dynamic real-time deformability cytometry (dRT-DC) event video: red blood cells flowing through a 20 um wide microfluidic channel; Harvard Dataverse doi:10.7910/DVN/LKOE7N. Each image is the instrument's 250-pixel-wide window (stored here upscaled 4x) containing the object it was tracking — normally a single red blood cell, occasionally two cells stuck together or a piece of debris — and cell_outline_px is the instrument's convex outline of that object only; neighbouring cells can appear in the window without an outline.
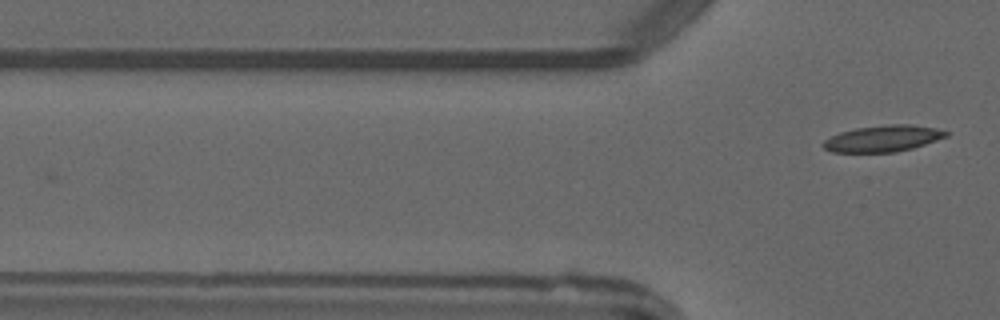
{"species": "common noctule bat (a hibernating species)", "species_latin": "Nyctalus noctula", "temperature_condition": "warm", "stored_images_in_passage": 7, "camera_frame_rate_fps": 3000, "um_per_image_px": 0.085, "animal": {"sex": "male", "forearm_length_mm": 52.5}, "frame": {"image": 1, "passage_image": 7, "time_ms": 7.333, "image_size_px": [1000, 320], "cell_outline_px": [[948, 136], [912, 148], [896, 152], [832, 152], [824, 148], [820, 144], [824, 140], [840, 132], [856, 128], [888, 124], [912, 124], [936, 128], [948, 132]], "centroid_in_image_um": [75.03, 11.77], "position_along_channel_um": 50.8, "area_um2": 18.84}}